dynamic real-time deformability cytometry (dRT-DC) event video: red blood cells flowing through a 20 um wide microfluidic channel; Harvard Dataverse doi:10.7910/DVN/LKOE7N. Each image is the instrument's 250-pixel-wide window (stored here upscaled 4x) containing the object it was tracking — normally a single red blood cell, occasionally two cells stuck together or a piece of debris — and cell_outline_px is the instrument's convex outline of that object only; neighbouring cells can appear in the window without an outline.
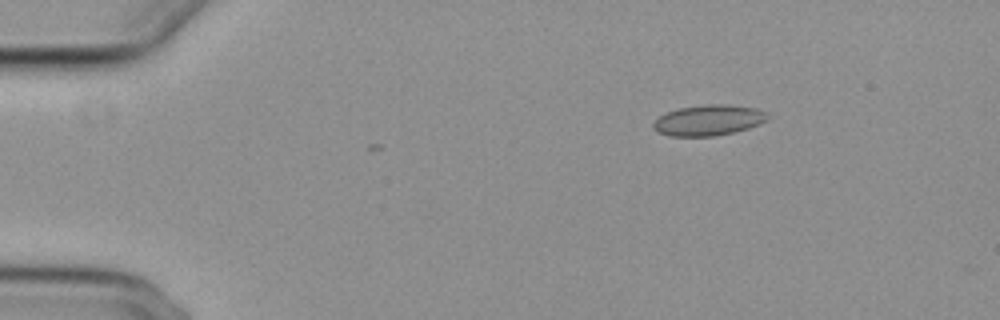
{"species": "common noctule bat (a hibernating species)", "species_latin": "Nyctalus noctula", "temperature_condition": "cold", "stored_images_in_passage": 4, "camera_frame_rate_fps": 3000, "um_per_image_px": 0.085, "animal": {"sex": "female", "body_mass_g": 29.2, "forearm_length_mm": 56.3}, "frame": {"image": 1, "passage_image": 1, "time_ms": 0.0, "image_size_px": [1000, 320], "cell_outline_px": [[768, 120], [760, 124], [748, 128], [716, 136], [668, 136], [652, 128], [652, 124], [660, 116], [668, 112], [680, 108], [704, 104], [724, 104], [756, 108], [768, 112]], "centroid_in_image_um": [60.25, 10.22], "position_along_channel_um": 24.7, "area_um2": 20.4}}